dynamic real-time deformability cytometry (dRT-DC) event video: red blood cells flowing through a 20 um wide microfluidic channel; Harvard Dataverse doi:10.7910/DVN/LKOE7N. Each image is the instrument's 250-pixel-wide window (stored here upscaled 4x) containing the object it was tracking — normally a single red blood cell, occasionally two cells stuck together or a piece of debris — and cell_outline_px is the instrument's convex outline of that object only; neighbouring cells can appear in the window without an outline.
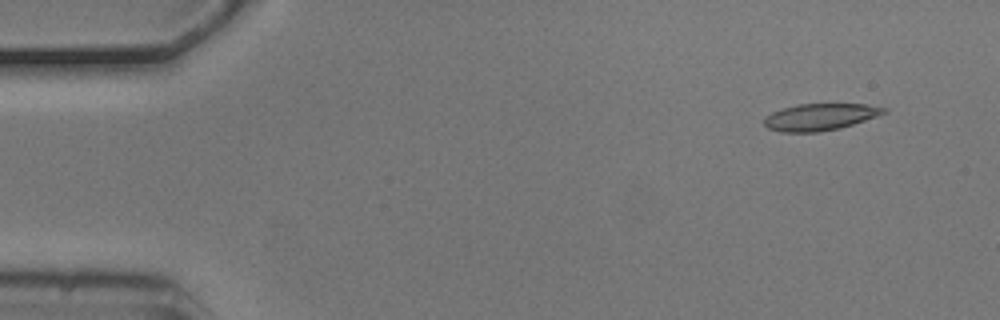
{"species": "common noctule bat (a hibernating species)", "species_latin": "Nyctalus noctula", "temperature_condition": "cold", "stored_images_in_passage": 4, "camera_frame_rate_fps": 3000, "um_per_image_px": 0.085, "animal": {"sex": "male", "body_mass_g": 20.5, "forearm_length_mm": 52.5}, "frame": {"image": 1, "passage_image": 2, "time_ms": 0.333, "image_size_px": [1000, 320], "cell_outline_px": [[888, 112], [840, 128], [820, 132], [780, 132], [768, 128], [764, 124], [764, 116], [772, 112], [784, 108], [800, 104], [868, 104], [888, 108]], "centroid_in_image_um": [69.7, 9.94], "position_along_channel_um": 15.3, "area_um2": 18.67}}